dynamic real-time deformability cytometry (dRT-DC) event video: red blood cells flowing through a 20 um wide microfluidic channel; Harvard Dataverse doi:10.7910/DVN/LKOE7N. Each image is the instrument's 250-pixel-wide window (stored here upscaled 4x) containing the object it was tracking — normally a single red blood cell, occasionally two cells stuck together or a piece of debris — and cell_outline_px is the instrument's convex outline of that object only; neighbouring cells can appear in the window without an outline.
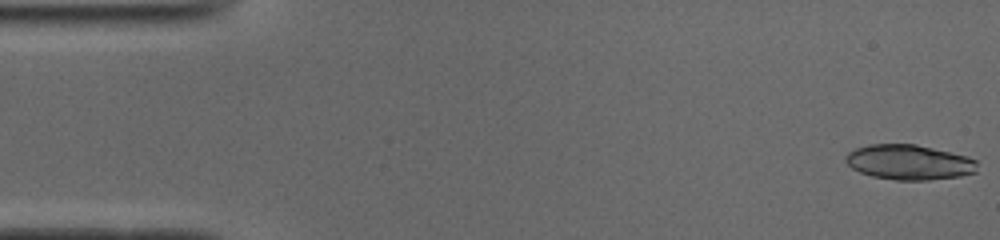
{"species": "common noctule bat (a hibernating species)", "species_latin": "Nyctalus noctula", "temperature_condition": "cold", "stored_images_in_passage": 50, "segment_of_instrument_passage": [1, 2], "camera_frame_rate_fps": 3000, "um_per_image_px": 0.085, "animal": {"sex": "male", "body_mass_g": 19.0, "forearm_length_mm": 50.8}, "frame": {"image": 1, "passage_image": 1, "time_ms": 0.0, "image_size_px": [1000, 240], "cell_outline_px": [[976, 172], [960, 176], [928, 180], [896, 180], [872, 176], [860, 172], [852, 168], [844, 160], [844, 156], [848, 152], [856, 148], [868, 144], [916, 144], [968, 156], [976, 160]], "centroid_in_image_um": [77.25, 13.78], "position_along_channel_um": 7.7, "area_um2": 26.93}}
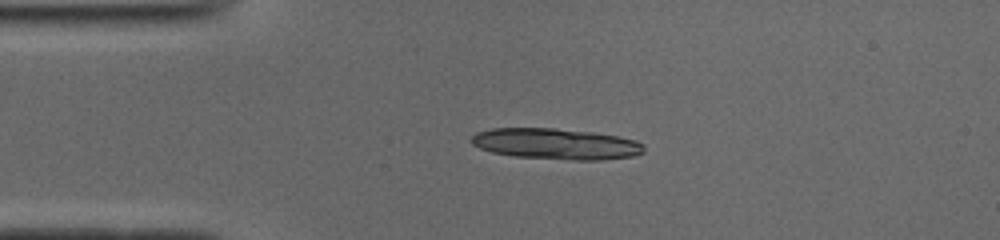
{"frame": {"image": 2, "passage_image": 11, "time_ms": 3.333, "image_size_px": [1000, 240], "cell_outline_px": [[644, 152], [632, 156], [604, 160], [576, 160], [512, 156], [492, 152], [480, 148], [472, 144], [468, 140], [476, 132], [492, 128], [556, 128], [592, 132], [620, 136], [636, 140], [644, 144]], "centroid_in_image_um": [47.26, 12.22], "position_along_channel_um": 37.7, "area_um2": 31.39}}